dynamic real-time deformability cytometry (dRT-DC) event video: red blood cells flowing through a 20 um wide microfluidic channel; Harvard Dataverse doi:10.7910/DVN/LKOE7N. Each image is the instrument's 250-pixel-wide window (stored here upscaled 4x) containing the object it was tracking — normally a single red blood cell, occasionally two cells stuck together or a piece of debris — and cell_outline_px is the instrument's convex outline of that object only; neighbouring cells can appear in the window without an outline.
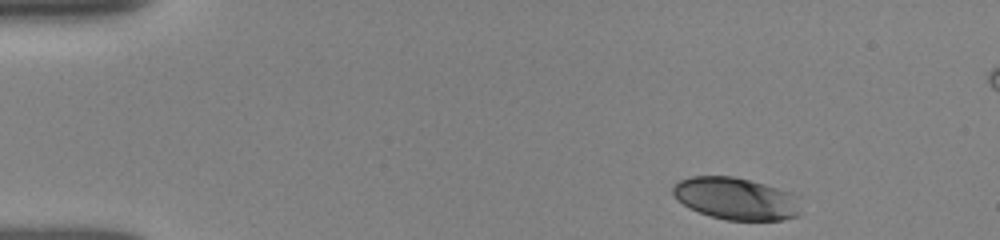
{"species": "human", "species_latin": "Homo sapiens", "temperature_condition": "room temperature", "stored_images_in_passage": 11, "camera_frame_rate_fps": 3000, "um_per_image_px": 0.085, "donor": {"sex": "female"}, "frame": {"image": 1, "passage_image": 1, "time_ms": 0.0, "image_size_px": [1000, 240], "cell_outline_px": [[800, 216], [780, 220], [728, 220], [712, 216], [700, 212], [684, 204], [672, 192], [672, 188], [680, 180], [692, 176], [732, 176], [764, 184], [792, 192], [800, 196]], "centroid_in_image_um": [62.64, 16.88], "position_along_channel_um": 22.4, "area_um2": 31.33}}
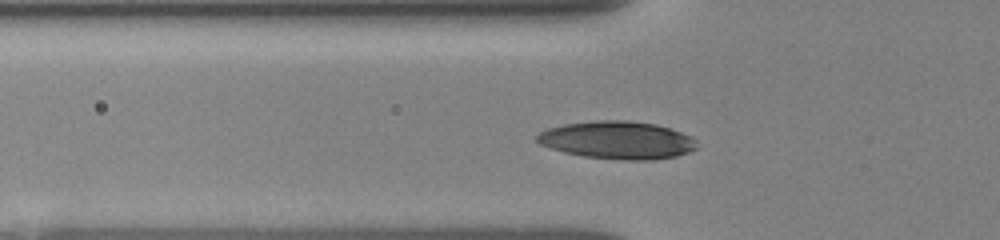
{"frame": {"image": 2, "passage_image": 8, "time_ms": 3.667, "image_size_px": [1000, 240], "cell_outline_px": [[696, 148], [688, 152], [676, 156], [652, 160], [624, 160], [584, 156], [564, 152], [540, 144], [536, 140], [536, 136], [540, 132], [548, 128], [564, 124], [596, 120], [628, 120], [656, 124], [692, 136], [696, 140]], "centroid_in_image_um": [52.48, 11.9], "position_along_channel_um": 73.3, "area_um2": 35.08}}
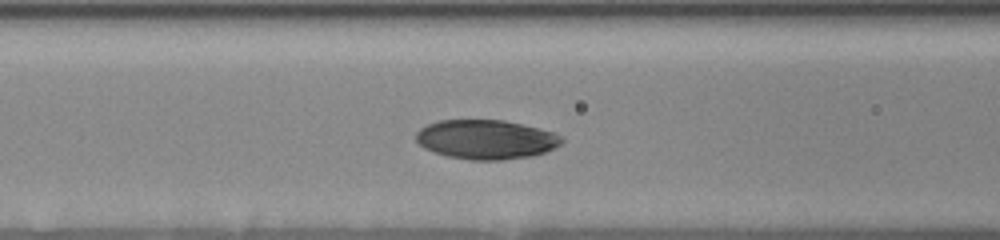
{"frame": {"image": 3, "passage_image": 10, "time_ms": 5.0, "image_size_px": [1000, 240], "cell_outline_px": [[564, 140], [560, 144], [544, 152], [532, 156], [500, 160], [472, 160], [448, 156], [432, 152], [424, 148], [416, 140], [416, 132], [420, 128], [428, 124], [440, 120], [504, 120], [552, 132], [560, 136]], "centroid_in_image_um": [41.27, 11.86], "position_along_channel_um": 125.3, "area_um2": 33.12}}